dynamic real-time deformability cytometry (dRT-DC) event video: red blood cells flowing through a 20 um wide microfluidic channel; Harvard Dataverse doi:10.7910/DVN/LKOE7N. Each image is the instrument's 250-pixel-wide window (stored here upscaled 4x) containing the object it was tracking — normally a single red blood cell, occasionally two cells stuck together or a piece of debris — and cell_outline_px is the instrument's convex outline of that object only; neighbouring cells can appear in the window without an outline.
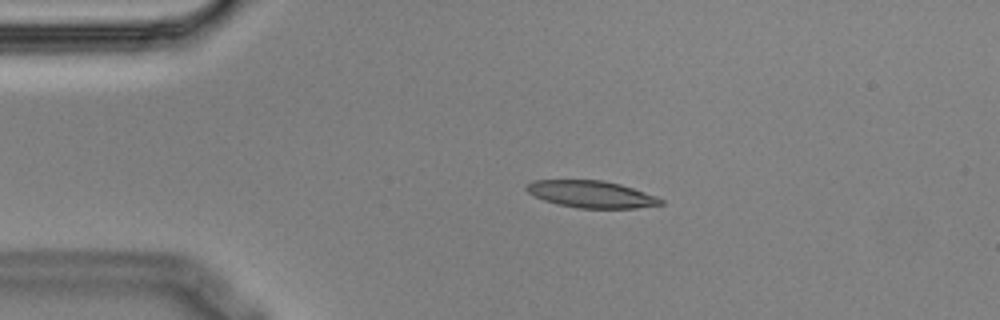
{"species": "Egyptian fruit bat (a non-hibernating species)", "species_latin": "Rousettus aegyptiacus", "temperature_condition": "cold", "stored_images_in_passage": 4, "camera_frame_rate_fps": 3000, "um_per_image_px": 0.085, "animal": {"sex": "male"}, "frame": {"image": 1, "passage_image": 3, "time_ms": 0.667, "image_size_px": [1000, 320], "cell_outline_px": [[664, 204], [636, 208], [576, 208], [556, 204], [544, 200], [528, 192], [524, 188], [524, 184], [532, 180], [604, 180], [620, 184], [656, 196], [664, 200]], "centroid_in_image_um": [50.23, 16.5], "position_along_channel_um": 34.8, "area_um2": 21.21}}